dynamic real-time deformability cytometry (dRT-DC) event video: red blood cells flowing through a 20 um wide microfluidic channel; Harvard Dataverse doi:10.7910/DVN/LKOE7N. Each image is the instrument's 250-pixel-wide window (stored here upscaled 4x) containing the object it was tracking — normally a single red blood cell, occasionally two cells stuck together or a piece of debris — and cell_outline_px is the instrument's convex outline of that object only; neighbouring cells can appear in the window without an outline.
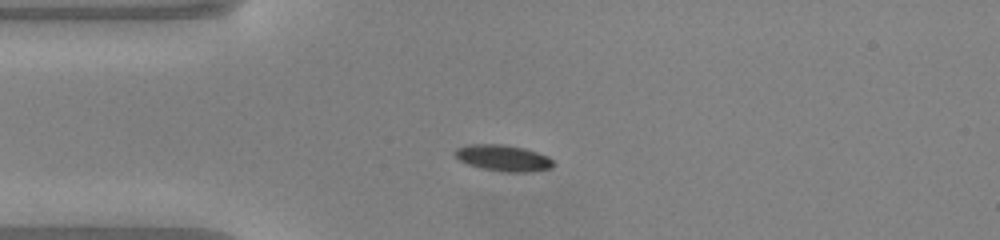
{"species": "common noctule bat (a hibernating species)", "species_latin": "Nyctalus noctula", "temperature_condition": "warm", "stored_images_in_passage": 38, "camera_frame_rate_fps": 3000, "um_per_image_px": 0.085, "animal": {"sex": "male", "body_mass_g": 20.0, "forearm_length_mm": 53.3}, "frame": {"image": 1, "passage_image": 1, "time_ms": 0.0, "image_size_px": [1000, 240], "cell_outline_px": [[552, 168], [528, 172], [508, 172], [484, 168], [468, 164], [460, 160], [452, 152], [456, 148], [468, 144], [504, 144], [524, 148], [548, 156], [552, 160]], "centroid_in_image_um": [42.75, 13.41], "position_along_channel_um": 42.2, "area_um2": 14.91}}
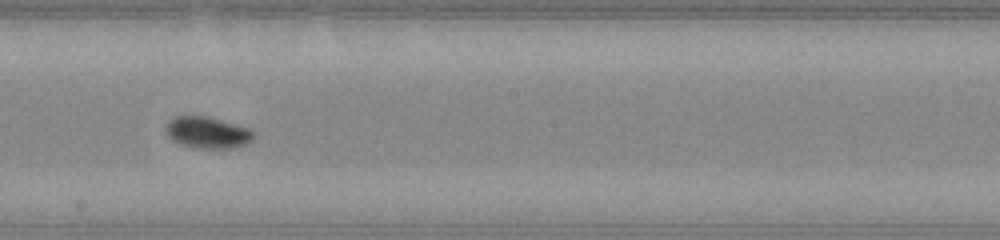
{"frame": {"image": 2, "passage_image": 16, "time_ms": 5.0, "image_size_px": [1000, 240], "cell_outline_px": [[252, 140], [236, 148], [192, 148], [180, 144], [172, 140], [168, 136], [164, 128], [168, 120], [172, 116], [208, 116], [248, 128], [252, 132]], "centroid_in_image_um": [17.56, 11.26], "position_along_channel_um": 230.6, "area_um2": 16.18}}
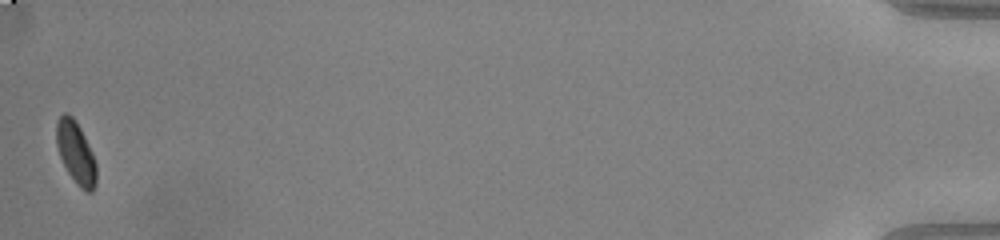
{"frame": {"image": 3, "passage_image": 38, "time_ms": 12.333, "image_size_px": [1000, 240], "cell_outline_px": [[96, 184], [92, 192], [88, 192], [80, 188], [68, 172], [60, 156], [56, 144], [56, 124], [60, 116], [64, 112], [68, 112], [72, 116], [80, 128], [92, 152], [96, 164]], "centroid_in_image_um": [6.44, 12.97], "position_along_channel_um": 428.8, "area_um2": 14.33}, "authors_computed_cell_mechanics": {"area_um2": 15.1147, "velocity_mm_per_s": 4.0912, "shape_relaxation_time_tau1_ms": 2.481, "shape_relaxation_time_tau2_ms": null, "deformation_change_tau1": 0.1341, "deformation_change_tau2": null}}